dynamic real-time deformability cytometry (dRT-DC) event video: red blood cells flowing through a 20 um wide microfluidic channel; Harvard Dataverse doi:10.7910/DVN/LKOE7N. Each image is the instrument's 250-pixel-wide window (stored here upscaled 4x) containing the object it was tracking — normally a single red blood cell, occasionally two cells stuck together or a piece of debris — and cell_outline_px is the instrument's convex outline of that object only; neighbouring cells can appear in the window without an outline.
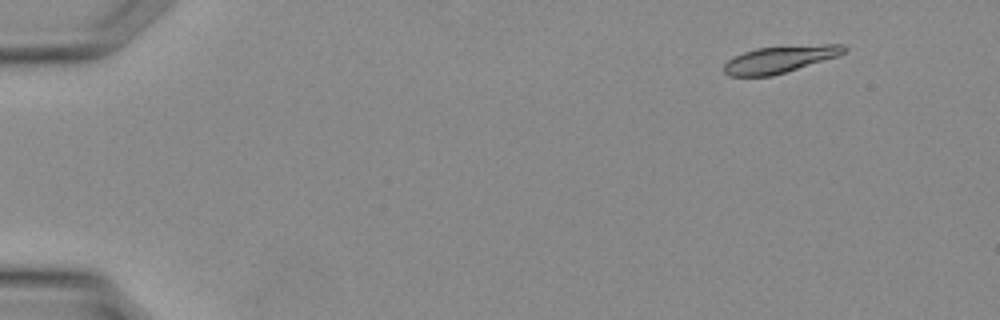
{"species": "Egyptian fruit bat (a non-hibernating species)", "species_latin": "Rousettus aegyptiacus", "temperature_condition": "warm", "stored_images_in_passage": 33, "camera_frame_rate_fps": 3000, "um_per_image_px": 0.085, "animal": {"sex": "female"}, "frame": {"image": 1, "passage_image": 1, "time_ms": 0.0, "image_size_px": [1000, 320], "cell_outline_px": [[848, 48], [844, 52], [836, 56], [772, 76], [728, 76], [724, 72], [724, 64], [728, 60], [744, 52], [756, 48], [824, 44], [844, 44]], "centroid_in_image_um": [66.27, 5.04], "position_along_channel_um": 18.7, "area_um2": 18.5}}
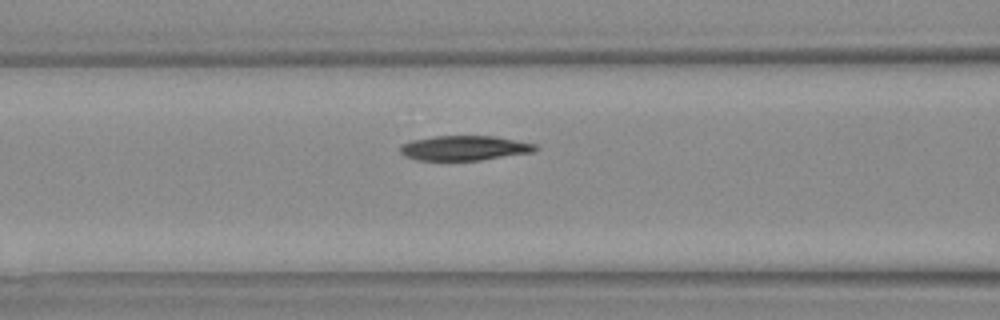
{"frame": {"image": 2, "passage_image": 13, "time_ms": 4.0, "image_size_px": [1000, 320], "cell_outline_px": [[540, 148], [532, 152], [480, 160], [416, 160], [404, 156], [400, 152], [400, 144], [412, 140], [432, 136], [492, 136], [536, 144]], "centroid_in_image_um": [39.43, 12.58], "position_along_channel_um": 127.2, "area_um2": 19.48}}
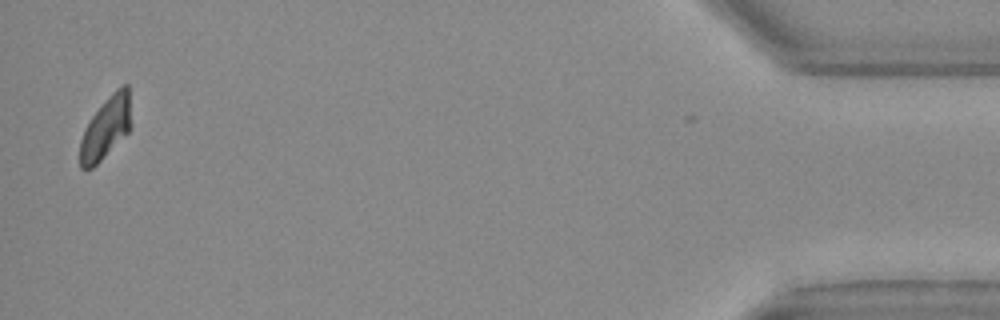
{"frame": {"image": 3, "passage_image": 33, "time_ms": 10.667, "image_size_px": [1000, 320], "cell_outline_px": [[132, 124], [128, 132], [92, 168], [80, 168], [80, 140], [84, 128], [92, 116], [112, 92], [120, 84], [128, 84]], "centroid_in_image_um": [9.02, 10.82], "position_along_channel_um": 426.2, "area_um2": 18.38}}